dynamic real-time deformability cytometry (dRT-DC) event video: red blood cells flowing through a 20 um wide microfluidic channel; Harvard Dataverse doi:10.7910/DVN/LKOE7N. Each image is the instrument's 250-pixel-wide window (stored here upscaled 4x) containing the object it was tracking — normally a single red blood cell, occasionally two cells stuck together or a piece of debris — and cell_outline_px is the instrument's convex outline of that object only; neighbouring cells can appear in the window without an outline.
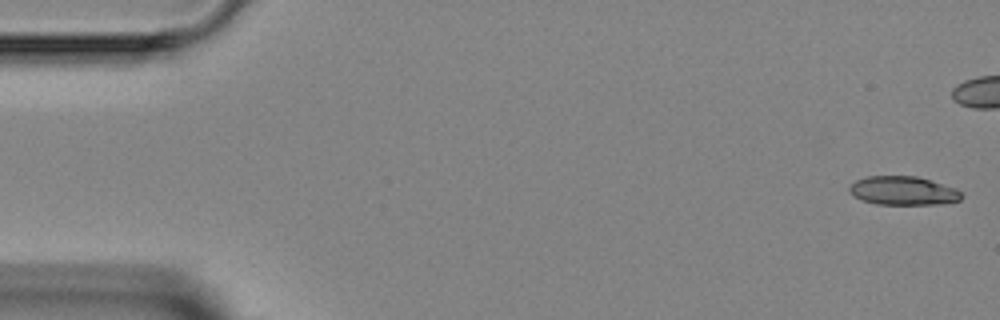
{"species": "Egyptian fruit bat (a non-hibernating species)", "species_latin": "Rousettus aegyptiacus", "temperature_condition": "room temperature", "stored_images_in_passage": 5, "camera_frame_rate_fps": 3000, "um_per_image_px": 0.085, "animal": {"sex": "female"}, "frame": {"image": 1, "passage_image": 1, "time_ms": 0.0, "image_size_px": [1000, 320], "cell_outline_px": [[964, 196], [960, 200], [940, 204], [876, 204], [860, 200], [852, 196], [848, 188], [856, 180], [868, 176], [916, 176], [956, 188]], "centroid_in_image_um": [76.75, 16.22], "position_along_channel_um": 8.3, "area_um2": 18.79}}